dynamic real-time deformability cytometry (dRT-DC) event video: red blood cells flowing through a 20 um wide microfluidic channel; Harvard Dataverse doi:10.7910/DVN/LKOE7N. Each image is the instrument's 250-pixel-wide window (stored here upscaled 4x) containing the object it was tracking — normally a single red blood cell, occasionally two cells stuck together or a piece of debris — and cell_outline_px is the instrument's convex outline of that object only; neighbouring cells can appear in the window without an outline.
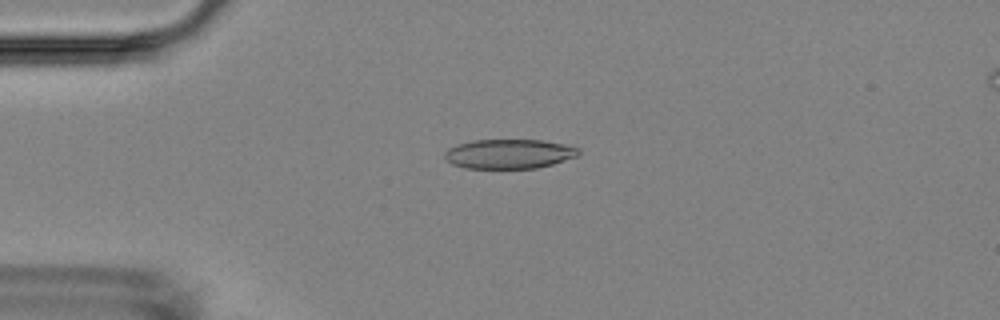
{"species": "Egyptian fruit bat (a non-hibernating species)", "species_latin": "Rousettus aegyptiacus", "temperature_condition": "room temperature", "stored_images_in_passage": 3, "camera_frame_rate_fps": 3000, "um_per_image_px": 0.085, "animal": {"sex": "female"}, "frame": {"image": 1, "passage_image": 1, "time_ms": 0.0, "image_size_px": [1000, 320], "cell_outline_px": [[580, 152], [576, 156], [552, 164], [536, 168], [464, 168], [452, 164], [444, 160], [444, 152], [448, 148], [456, 144], [472, 140], [540, 140], [564, 144], [580, 148]], "centroid_in_image_um": [43.21, 13.08], "position_along_channel_um": 41.8, "area_um2": 23.06}}